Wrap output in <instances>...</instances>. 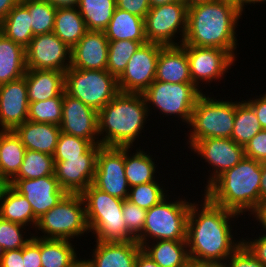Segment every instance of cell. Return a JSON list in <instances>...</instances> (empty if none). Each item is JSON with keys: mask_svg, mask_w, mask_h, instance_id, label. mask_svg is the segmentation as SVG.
<instances>
[{"mask_svg": "<svg viewBox=\"0 0 266 267\" xmlns=\"http://www.w3.org/2000/svg\"><path fill=\"white\" fill-rule=\"evenodd\" d=\"M0 267H25L23 248L7 250L3 255Z\"/></svg>", "mask_w": 266, "mask_h": 267, "instance_id": "50", "label": "cell"}, {"mask_svg": "<svg viewBox=\"0 0 266 267\" xmlns=\"http://www.w3.org/2000/svg\"><path fill=\"white\" fill-rule=\"evenodd\" d=\"M186 267H225L224 263L221 262H208V261H197L189 259Z\"/></svg>", "mask_w": 266, "mask_h": 267, "instance_id": "55", "label": "cell"}, {"mask_svg": "<svg viewBox=\"0 0 266 267\" xmlns=\"http://www.w3.org/2000/svg\"><path fill=\"white\" fill-rule=\"evenodd\" d=\"M28 110L27 83L24 76L0 85V124L2 130H14L27 121Z\"/></svg>", "mask_w": 266, "mask_h": 267, "instance_id": "20", "label": "cell"}, {"mask_svg": "<svg viewBox=\"0 0 266 267\" xmlns=\"http://www.w3.org/2000/svg\"><path fill=\"white\" fill-rule=\"evenodd\" d=\"M148 108L142 93L119 92L98 111V132L106 133L100 145L130 148L144 128Z\"/></svg>", "mask_w": 266, "mask_h": 267, "instance_id": "4", "label": "cell"}, {"mask_svg": "<svg viewBox=\"0 0 266 267\" xmlns=\"http://www.w3.org/2000/svg\"><path fill=\"white\" fill-rule=\"evenodd\" d=\"M163 47L148 42L141 45L118 78L120 92L143 93L155 81L157 60Z\"/></svg>", "mask_w": 266, "mask_h": 267, "instance_id": "13", "label": "cell"}, {"mask_svg": "<svg viewBox=\"0 0 266 267\" xmlns=\"http://www.w3.org/2000/svg\"><path fill=\"white\" fill-rule=\"evenodd\" d=\"M42 267H68L76 258L70 240L40 238Z\"/></svg>", "mask_w": 266, "mask_h": 267, "instance_id": "34", "label": "cell"}, {"mask_svg": "<svg viewBox=\"0 0 266 267\" xmlns=\"http://www.w3.org/2000/svg\"><path fill=\"white\" fill-rule=\"evenodd\" d=\"M235 118V103L218 101L203 93L197 99L189 125L190 147L205 138H231Z\"/></svg>", "mask_w": 266, "mask_h": 267, "instance_id": "7", "label": "cell"}, {"mask_svg": "<svg viewBox=\"0 0 266 267\" xmlns=\"http://www.w3.org/2000/svg\"><path fill=\"white\" fill-rule=\"evenodd\" d=\"M0 217L2 219L26 226L28 222L37 225L38 218L34 215L31 204L25 196L17 192L11 185L3 190L0 199Z\"/></svg>", "mask_w": 266, "mask_h": 267, "instance_id": "29", "label": "cell"}, {"mask_svg": "<svg viewBox=\"0 0 266 267\" xmlns=\"http://www.w3.org/2000/svg\"><path fill=\"white\" fill-rule=\"evenodd\" d=\"M104 33L109 41L133 40L142 45L147 43L144 19L118 8L113 12Z\"/></svg>", "mask_w": 266, "mask_h": 267, "instance_id": "26", "label": "cell"}, {"mask_svg": "<svg viewBox=\"0 0 266 267\" xmlns=\"http://www.w3.org/2000/svg\"><path fill=\"white\" fill-rule=\"evenodd\" d=\"M100 147V144H96L86 154L79 157L55 161V177L66 193L81 194L93 183L96 158Z\"/></svg>", "mask_w": 266, "mask_h": 267, "instance_id": "15", "label": "cell"}, {"mask_svg": "<svg viewBox=\"0 0 266 267\" xmlns=\"http://www.w3.org/2000/svg\"><path fill=\"white\" fill-rule=\"evenodd\" d=\"M155 80L173 84L192 83L186 49L181 44L160 50Z\"/></svg>", "mask_w": 266, "mask_h": 267, "instance_id": "23", "label": "cell"}, {"mask_svg": "<svg viewBox=\"0 0 266 267\" xmlns=\"http://www.w3.org/2000/svg\"><path fill=\"white\" fill-rule=\"evenodd\" d=\"M25 53L27 69L66 72L71 65V48L53 32L34 36L25 48Z\"/></svg>", "mask_w": 266, "mask_h": 267, "instance_id": "14", "label": "cell"}, {"mask_svg": "<svg viewBox=\"0 0 266 267\" xmlns=\"http://www.w3.org/2000/svg\"><path fill=\"white\" fill-rule=\"evenodd\" d=\"M68 267H92L89 260L75 259Z\"/></svg>", "mask_w": 266, "mask_h": 267, "instance_id": "58", "label": "cell"}, {"mask_svg": "<svg viewBox=\"0 0 266 267\" xmlns=\"http://www.w3.org/2000/svg\"><path fill=\"white\" fill-rule=\"evenodd\" d=\"M24 77L27 83L29 103L45 101L65 92V72L27 69Z\"/></svg>", "mask_w": 266, "mask_h": 267, "instance_id": "24", "label": "cell"}, {"mask_svg": "<svg viewBox=\"0 0 266 267\" xmlns=\"http://www.w3.org/2000/svg\"><path fill=\"white\" fill-rule=\"evenodd\" d=\"M30 18L28 9L19 1L0 23V32L26 48L34 37Z\"/></svg>", "mask_w": 266, "mask_h": 267, "instance_id": "32", "label": "cell"}, {"mask_svg": "<svg viewBox=\"0 0 266 267\" xmlns=\"http://www.w3.org/2000/svg\"><path fill=\"white\" fill-rule=\"evenodd\" d=\"M261 171L262 162L245 156L206 188L204 195L239 215L246 210L251 212L261 202Z\"/></svg>", "mask_w": 266, "mask_h": 267, "instance_id": "3", "label": "cell"}, {"mask_svg": "<svg viewBox=\"0 0 266 267\" xmlns=\"http://www.w3.org/2000/svg\"><path fill=\"white\" fill-rule=\"evenodd\" d=\"M241 15L234 6L216 0L188 7L187 29L181 45L219 48L235 58L234 30Z\"/></svg>", "mask_w": 266, "mask_h": 267, "instance_id": "2", "label": "cell"}, {"mask_svg": "<svg viewBox=\"0 0 266 267\" xmlns=\"http://www.w3.org/2000/svg\"><path fill=\"white\" fill-rule=\"evenodd\" d=\"M118 79L107 70L70 67L65 72V93L99 111L118 93Z\"/></svg>", "mask_w": 266, "mask_h": 267, "instance_id": "8", "label": "cell"}, {"mask_svg": "<svg viewBox=\"0 0 266 267\" xmlns=\"http://www.w3.org/2000/svg\"><path fill=\"white\" fill-rule=\"evenodd\" d=\"M201 94L193 83L173 84L156 80L142 93L146 104L152 103L166 115H179L188 124Z\"/></svg>", "mask_w": 266, "mask_h": 267, "instance_id": "10", "label": "cell"}, {"mask_svg": "<svg viewBox=\"0 0 266 267\" xmlns=\"http://www.w3.org/2000/svg\"><path fill=\"white\" fill-rule=\"evenodd\" d=\"M20 138L26 149L34 150L53 156L60 126L51 123L25 121L13 130Z\"/></svg>", "mask_w": 266, "mask_h": 267, "instance_id": "25", "label": "cell"}, {"mask_svg": "<svg viewBox=\"0 0 266 267\" xmlns=\"http://www.w3.org/2000/svg\"><path fill=\"white\" fill-rule=\"evenodd\" d=\"M187 7H191L196 4L210 2L214 0H181Z\"/></svg>", "mask_w": 266, "mask_h": 267, "instance_id": "61", "label": "cell"}, {"mask_svg": "<svg viewBox=\"0 0 266 267\" xmlns=\"http://www.w3.org/2000/svg\"><path fill=\"white\" fill-rule=\"evenodd\" d=\"M25 146L13 130L0 131V179L9 183L19 172Z\"/></svg>", "mask_w": 266, "mask_h": 267, "instance_id": "28", "label": "cell"}, {"mask_svg": "<svg viewBox=\"0 0 266 267\" xmlns=\"http://www.w3.org/2000/svg\"><path fill=\"white\" fill-rule=\"evenodd\" d=\"M49 175H55L53 156L26 149L21 168L13 179H36Z\"/></svg>", "mask_w": 266, "mask_h": 267, "instance_id": "37", "label": "cell"}, {"mask_svg": "<svg viewBox=\"0 0 266 267\" xmlns=\"http://www.w3.org/2000/svg\"><path fill=\"white\" fill-rule=\"evenodd\" d=\"M243 244L254 254V256L266 267V234L254 241L244 242Z\"/></svg>", "mask_w": 266, "mask_h": 267, "instance_id": "49", "label": "cell"}, {"mask_svg": "<svg viewBox=\"0 0 266 267\" xmlns=\"http://www.w3.org/2000/svg\"><path fill=\"white\" fill-rule=\"evenodd\" d=\"M60 130L94 145L100 144L99 140L95 141V136H99L98 111L64 92Z\"/></svg>", "mask_w": 266, "mask_h": 267, "instance_id": "18", "label": "cell"}, {"mask_svg": "<svg viewBox=\"0 0 266 267\" xmlns=\"http://www.w3.org/2000/svg\"><path fill=\"white\" fill-rule=\"evenodd\" d=\"M122 212L128 232L137 239L142 234L147 210L126 199L123 200Z\"/></svg>", "mask_w": 266, "mask_h": 267, "instance_id": "44", "label": "cell"}, {"mask_svg": "<svg viewBox=\"0 0 266 267\" xmlns=\"http://www.w3.org/2000/svg\"><path fill=\"white\" fill-rule=\"evenodd\" d=\"M5 249L4 247L0 244V264H1V261H2V258H3V255L5 253Z\"/></svg>", "mask_w": 266, "mask_h": 267, "instance_id": "64", "label": "cell"}, {"mask_svg": "<svg viewBox=\"0 0 266 267\" xmlns=\"http://www.w3.org/2000/svg\"><path fill=\"white\" fill-rule=\"evenodd\" d=\"M141 45L140 42L133 40L109 41L106 70L118 79L126 69L132 55Z\"/></svg>", "mask_w": 266, "mask_h": 267, "instance_id": "39", "label": "cell"}, {"mask_svg": "<svg viewBox=\"0 0 266 267\" xmlns=\"http://www.w3.org/2000/svg\"><path fill=\"white\" fill-rule=\"evenodd\" d=\"M7 185L8 183L6 181L0 179V199L3 193V190L6 188Z\"/></svg>", "mask_w": 266, "mask_h": 267, "instance_id": "63", "label": "cell"}, {"mask_svg": "<svg viewBox=\"0 0 266 267\" xmlns=\"http://www.w3.org/2000/svg\"><path fill=\"white\" fill-rule=\"evenodd\" d=\"M116 8V0H80L78 4L87 30L95 31H104Z\"/></svg>", "mask_w": 266, "mask_h": 267, "instance_id": "33", "label": "cell"}, {"mask_svg": "<svg viewBox=\"0 0 266 267\" xmlns=\"http://www.w3.org/2000/svg\"><path fill=\"white\" fill-rule=\"evenodd\" d=\"M190 65L192 83L198 88L199 81L221 78L235 58L226 50L214 47L183 46Z\"/></svg>", "mask_w": 266, "mask_h": 267, "instance_id": "16", "label": "cell"}, {"mask_svg": "<svg viewBox=\"0 0 266 267\" xmlns=\"http://www.w3.org/2000/svg\"><path fill=\"white\" fill-rule=\"evenodd\" d=\"M252 212L251 214H255L256 220H258L266 230V201L260 202Z\"/></svg>", "mask_w": 266, "mask_h": 267, "instance_id": "53", "label": "cell"}, {"mask_svg": "<svg viewBox=\"0 0 266 267\" xmlns=\"http://www.w3.org/2000/svg\"><path fill=\"white\" fill-rule=\"evenodd\" d=\"M177 1H181V0H149L150 7H157L160 5H165V4L177 2Z\"/></svg>", "mask_w": 266, "mask_h": 267, "instance_id": "59", "label": "cell"}, {"mask_svg": "<svg viewBox=\"0 0 266 267\" xmlns=\"http://www.w3.org/2000/svg\"><path fill=\"white\" fill-rule=\"evenodd\" d=\"M216 1L230 4L241 11V0H216Z\"/></svg>", "mask_w": 266, "mask_h": 267, "instance_id": "60", "label": "cell"}, {"mask_svg": "<svg viewBox=\"0 0 266 267\" xmlns=\"http://www.w3.org/2000/svg\"><path fill=\"white\" fill-rule=\"evenodd\" d=\"M81 194H66L61 201L38 218L36 228L46 239L69 240L89 231ZM83 206V207H82Z\"/></svg>", "mask_w": 266, "mask_h": 267, "instance_id": "9", "label": "cell"}, {"mask_svg": "<svg viewBox=\"0 0 266 267\" xmlns=\"http://www.w3.org/2000/svg\"><path fill=\"white\" fill-rule=\"evenodd\" d=\"M154 245L146 244L142 250L160 267H186L189 258L186 240H157ZM186 248V249H185Z\"/></svg>", "mask_w": 266, "mask_h": 267, "instance_id": "31", "label": "cell"}, {"mask_svg": "<svg viewBox=\"0 0 266 267\" xmlns=\"http://www.w3.org/2000/svg\"><path fill=\"white\" fill-rule=\"evenodd\" d=\"M109 40L104 31L88 30L71 49L72 68L82 70H106Z\"/></svg>", "mask_w": 266, "mask_h": 267, "instance_id": "21", "label": "cell"}, {"mask_svg": "<svg viewBox=\"0 0 266 267\" xmlns=\"http://www.w3.org/2000/svg\"><path fill=\"white\" fill-rule=\"evenodd\" d=\"M96 243L94 258L89 259L92 267H135L138 253L142 250L136 240Z\"/></svg>", "mask_w": 266, "mask_h": 267, "instance_id": "22", "label": "cell"}, {"mask_svg": "<svg viewBox=\"0 0 266 267\" xmlns=\"http://www.w3.org/2000/svg\"><path fill=\"white\" fill-rule=\"evenodd\" d=\"M190 205L186 200L167 202L164 198L148 209L142 234L136 239L138 244H148L150 236L154 240H186Z\"/></svg>", "mask_w": 266, "mask_h": 267, "instance_id": "6", "label": "cell"}, {"mask_svg": "<svg viewBox=\"0 0 266 267\" xmlns=\"http://www.w3.org/2000/svg\"><path fill=\"white\" fill-rule=\"evenodd\" d=\"M191 149H194L215 169L208 181L207 188L221 174L234 167L245 157L244 146L237 144L231 138H205L198 140Z\"/></svg>", "mask_w": 266, "mask_h": 267, "instance_id": "19", "label": "cell"}, {"mask_svg": "<svg viewBox=\"0 0 266 267\" xmlns=\"http://www.w3.org/2000/svg\"><path fill=\"white\" fill-rule=\"evenodd\" d=\"M40 256V237H31L23 247V260L25 267H42Z\"/></svg>", "mask_w": 266, "mask_h": 267, "instance_id": "47", "label": "cell"}, {"mask_svg": "<svg viewBox=\"0 0 266 267\" xmlns=\"http://www.w3.org/2000/svg\"><path fill=\"white\" fill-rule=\"evenodd\" d=\"M93 146L94 144L88 140L61 132L53 154L54 161L79 157L86 154Z\"/></svg>", "mask_w": 266, "mask_h": 267, "instance_id": "41", "label": "cell"}, {"mask_svg": "<svg viewBox=\"0 0 266 267\" xmlns=\"http://www.w3.org/2000/svg\"><path fill=\"white\" fill-rule=\"evenodd\" d=\"M260 196L261 202L266 201V162H262Z\"/></svg>", "mask_w": 266, "mask_h": 267, "instance_id": "57", "label": "cell"}, {"mask_svg": "<svg viewBox=\"0 0 266 267\" xmlns=\"http://www.w3.org/2000/svg\"><path fill=\"white\" fill-rule=\"evenodd\" d=\"M63 94L57 97L29 103V121L51 123L60 126L62 120Z\"/></svg>", "mask_w": 266, "mask_h": 267, "instance_id": "40", "label": "cell"}, {"mask_svg": "<svg viewBox=\"0 0 266 267\" xmlns=\"http://www.w3.org/2000/svg\"><path fill=\"white\" fill-rule=\"evenodd\" d=\"M135 267H160L148 254L143 250L138 253Z\"/></svg>", "mask_w": 266, "mask_h": 267, "instance_id": "52", "label": "cell"}, {"mask_svg": "<svg viewBox=\"0 0 266 267\" xmlns=\"http://www.w3.org/2000/svg\"><path fill=\"white\" fill-rule=\"evenodd\" d=\"M20 0H0V23Z\"/></svg>", "mask_w": 266, "mask_h": 267, "instance_id": "54", "label": "cell"}, {"mask_svg": "<svg viewBox=\"0 0 266 267\" xmlns=\"http://www.w3.org/2000/svg\"><path fill=\"white\" fill-rule=\"evenodd\" d=\"M164 198H166L164 190L156 181H152L131 187L127 200L142 209L148 210Z\"/></svg>", "mask_w": 266, "mask_h": 267, "instance_id": "42", "label": "cell"}, {"mask_svg": "<svg viewBox=\"0 0 266 267\" xmlns=\"http://www.w3.org/2000/svg\"><path fill=\"white\" fill-rule=\"evenodd\" d=\"M30 14L33 36L51 33L57 8L45 0H20Z\"/></svg>", "mask_w": 266, "mask_h": 267, "instance_id": "38", "label": "cell"}, {"mask_svg": "<svg viewBox=\"0 0 266 267\" xmlns=\"http://www.w3.org/2000/svg\"><path fill=\"white\" fill-rule=\"evenodd\" d=\"M245 156L266 162V129H262L244 146Z\"/></svg>", "mask_w": 266, "mask_h": 267, "instance_id": "46", "label": "cell"}, {"mask_svg": "<svg viewBox=\"0 0 266 267\" xmlns=\"http://www.w3.org/2000/svg\"><path fill=\"white\" fill-rule=\"evenodd\" d=\"M8 184L26 197L37 218L57 205L67 194L60 187L55 175L36 179H12Z\"/></svg>", "mask_w": 266, "mask_h": 267, "instance_id": "17", "label": "cell"}, {"mask_svg": "<svg viewBox=\"0 0 266 267\" xmlns=\"http://www.w3.org/2000/svg\"><path fill=\"white\" fill-rule=\"evenodd\" d=\"M228 259L231 261L228 265L225 262V267H265L243 243Z\"/></svg>", "mask_w": 266, "mask_h": 267, "instance_id": "45", "label": "cell"}, {"mask_svg": "<svg viewBox=\"0 0 266 267\" xmlns=\"http://www.w3.org/2000/svg\"><path fill=\"white\" fill-rule=\"evenodd\" d=\"M245 102L254 110L262 129H266V93L258 99Z\"/></svg>", "mask_w": 266, "mask_h": 267, "instance_id": "51", "label": "cell"}, {"mask_svg": "<svg viewBox=\"0 0 266 267\" xmlns=\"http://www.w3.org/2000/svg\"><path fill=\"white\" fill-rule=\"evenodd\" d=\"M124 170V147L101 146L97 153L92 184L111 196L126 200L130 187Z\"/></svg>", "mask_w": 266, "mask_h": 267, "instance_id": "12", "label": "cell"}, {"mask_svg": "<svg viewBox=\"0 0 266 267\" xmlns=\"http://www.w3.org/2000/svg\"><path fill=\"white\" fill-rule=\"evenodd\" d=\"M116 7L143 19L151 8L149 0H116Z\"/></svg>", "mask_w": 266, "mask_h": 267, "instance_id": "48", "label": "cell"}, {"mask_svg": "<svg viewBox=\"0 0 266 267\" xmlns=\"http://www.w3.org/2000/svg\"><path fill=\"white\" fill-rule=\"evenodd\" d=\"M89 231L100 242L136 240L127 230L123 219V200L101 191L93 184L82 193Z\"/></svg>", "mask_w": 266, "mask_h": 267, "instance_id": "5", "label": "cell"}, {"mask_svg": "<svg viewBox=\"0 0 266 267\" xmlns=\"http://www.w3.org/2000/svg\"><path fill=\"white\" fill-rule=\"evenodd\" d=\"M24 225L13 223L0 217V244L5 251L23 248L30 240L24 239L21 228Z\"/></svg>", "mask_w": 266, "mask_h": 267, "instance_id": "43", "label": "cell"}, {"mask_svg": "<svg viewBox=\"0 0 266 267\" xmlns=\"http://www.w3.org/2000/svg\"><path fill=\"white\" fill-rule=\"evenodd\" d=\"M265 2L266 0H241V12L243 11V9H244V5H246V4H251V3H253V4H255V2L257 3H261V2ZM246 3V4H245Z\"/></svg>", "mask_w": 266, "mask_h": 267, "instance_id": "62", "label": "cell"}, {"mask_svg": "<svg viewBox=\"0 0 266 267\" xmlns=\"http://www.w3.org/2000/svg\"><path fill=\"white\" fill-rule=\"evenodd\" d=\"M204 197L201 211L195 203H191L189 209L186 238L189 258L221 263L243 242L234 243L228 222L239 214L213 203L206 195Z\"/></svg>", "mask_w": 266, "mask_h": 267, "instance_id": "1", "label": "cell"}, {"mask_svg": "<svg viewBox=\"0 0 266 267\" xmlns=\"http://www.w3.org/2000/svg\"><path fill=\"white\" fill-rule=\"evenodd\" d=\"M56 8L78 7L80 0H45Z\"/></svg>", "mask_w": 266, "mask_h": 267, "instance_id": "56", "label": "cell"}, {"mask_svg": "<svg viewBox=\"0 0 266 267\" xmlns=\"http://www.w3.org/2000/svg\"><path fill=\"white\" fill-rule=\"evenodd\" d=\"M128 149L129 147H124V171L129 187L155 181L153 174L156 167L150 155L139 150L131 157L127 153Z\"/></svg>", "mask_w": 266, "mask_h": 267, "instance_id": "35", "label": "cell"}, {"mask_svg": "<svg viewBox=\"0 0 266 267\" xmlns=\"http://www.w3.org/2000/svg\"><path fill=\"white\" fill-rule=\"evenodd\" d=\"M261 130L262 127L254 110L244 101L235 102V118L231 139L237 144L245 146Z\"/></svg>", "mask_w": 266, "mask_h": 267, "instance_id": "36", "label": "cell"}, {"mask_svg": "<svg viewBox=\"0 0 266 267\" xmlns=\"http://www.w3.org/2000/svg\"><path fill=\"white\" fill-rule=\"evenodd\" d=\"M187 13L188 7L182 1L151 7L144 19L147 42L164 47L179 46L172 38L180 30L182 44L187 29Z\"/></svg>", "mask_w": 266, "mask_h": 267, "instance_id": "11", "label": "cell"}, {"mask_svg": "<svg viewBox=\"0 0 266 267\" xmlns=\"http://www.w3.org/2000/svg\"><path fill=\"white\" fill-rule=\"evenodd\" d=\"M87 31L77 7L57 8L53 33L63 43L72 49Z\"/></svg>", "mask_w": 266, "mask_h": 267, "instance_id": "30", "label": "cell"}, {"mask_svg": "<svg viewBox=\"0 0 266 267\" xmlns=\"http://www.w3.org/2000/svg\"><path fill=\"white\" fill-rule=\"evenodd\" d=\"M26 71L25 48L0 32V85L22 78Z\"/></svg>", "mask_w": 266, "mask_h": 267, "instance_id": "27", "label": "cell"}]
</instances>
